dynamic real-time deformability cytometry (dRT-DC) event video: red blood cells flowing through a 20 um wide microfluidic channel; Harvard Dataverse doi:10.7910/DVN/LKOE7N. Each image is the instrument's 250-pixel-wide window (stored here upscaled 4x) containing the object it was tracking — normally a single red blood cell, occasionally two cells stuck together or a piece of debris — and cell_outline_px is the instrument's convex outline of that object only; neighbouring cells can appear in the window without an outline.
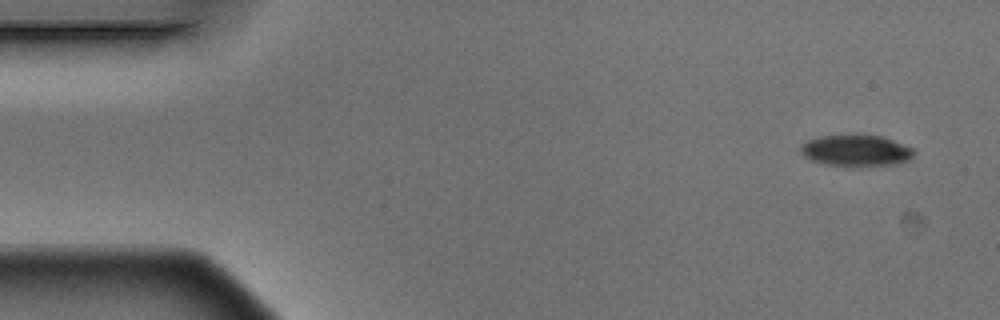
{"species": "Egyptian fruit bat (a non-hibernating species)", "species_latin": "Rousettus aegyptiacus", "temperature_condition": "warm", "stored_images_in_passage": 4, "camera_frame_rate_fps": 3000, "um_per_image_px": 0.085, "animal": {"sex": "male"}, "frame": {"image": 1, "passage_image": 1, "time_ms": 0.0, "image_size_px": [1000, 320], "cell_outline_px": [[916, 152], [908, 160], [896, 164], [824, 164], [812, 160], [804, 156], [800, 152], [800, 144], [804, 140], [820, 136], [856, 132], [880, 136], [892, 140], [912, 148]], "centroid_in_image_um": [72.7, 12.72], "position_along_channel_um": 12.3, "area_um2": 20.75}}
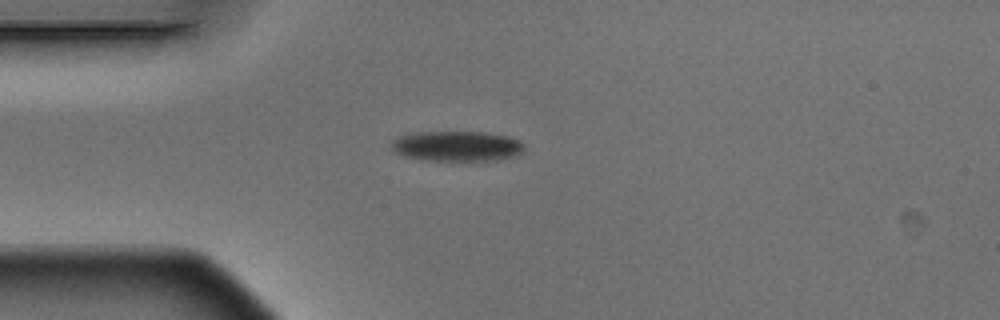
{"frame": {"image": 2, "passage_image": 4, "time_ms": 1.0, "image_size_px": [1000, 320], "cell_outline_px": [[524, 148], [516, 156], [496, 160], [420, 160], [404, 156], [392, 152], [388, 144], [396, 136], [416, 132], [484, 132], [508, 136], [520, 140], [524, 144]], "centroid_in_image_um": [38.76, 12.41], "position_along_channel_um": 46.2, "area_um2": 23.76}}